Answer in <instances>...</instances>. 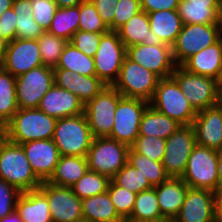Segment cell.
<instances>
[{
    "label": "cell",
    "mask_w": 222,
    "mask_h": 222,
    "mask_svg": "<svg viewBox=\"0 0 222 222\" xmlns=\"http://www.w3.org/2000/svg\"><path fill=\"white\" fill-rule=\"evenodd\" d=\"M56 121L38 108H19L5 125L6 139L15 144L52 139Z\"/></svg>",
    "instance_id": "6da1fadb"
},
{
    "label": "cell",
    "mask_w": 222,
    "mask_h": 222,
    "mask_svg": "<svg viewBox=\"0 0 222 222\" xmlns=\"http://www.w3.org/2000/svg\"><path fill=\"white\" fill-rule=\"evenodd\" d=\"M0 178L21 192L38 189L42 184L32 171L22 146L7 139L0 146Z\"/></svg>",
    "instance_id": "7a4b0ae2"
},
{
    "label": "cell",
    "mask_w": 222,
    "mask_h": 222,
    "mask_svg": "<svg viewBox=\"0 0 222 222\" xmlns=\"http://www.w3.org/2000/svg\"><path fill=\"white\" fill-rule=\"evenodd\" d=\"M93 136L84 113L57 119L52 140L61 156L86 157Z\"/></svg>",
    "instance_id": "3957f363"
},
{
    "label": "cell",
    "mask_w": 222,
    "mask_h": 222,
    "mask_svg": "<svg viewBox=\"0 0 222 222\" xmlns=\"http://www.w3.org/2000/svg\"><path fill=\"white\" fill-rule=\"evenodd\" d=\"M171 77L177 82L196 112L222 101V92L214 78L191 73L181 65L176 67Z\"/></svg>",
    "instance_id": "277c9868"
},
{
    "label": "cell",
    "mask_w": 222,
    "mask_h": 222,
    "mask_svg": "<svg viewBox=\"0 0 222 222\" xmlns=\"http://www.w3.org/2000/svg\"><path fill=\"white\" fill-rule=\"evenodd\" d=\"M150 105L156 111L176 120L181 125H192L197 115L172 77L159 80Z\"/></svg>",
    "instance_id": "5b68a950"
},
{
    "label": "cell",
    "mask_w": 222,
    "mask_h": 222,
    "mask_svg": "<svg viewBox=\"0 0 222 222\" xmlns=\"http://www.w3.org/2000/svg\"><path fill=\"white\" fill-rule=\"evenodd\" d=\"M218 151L196 144L188 158L182 180L190 188L216 192L218 181Z\"/></svg>",
    "instance_id": "8992f818"
},
{
    "label": "cell",
    "mask_w": 222,
    "mask_h": 222,
    "mask_svg": "<svg viewBox=\"0 0 222 222\" xmlns=\"http://www.w3.org/2000/svg\"><path fill=\"white\" fill-rule=\"evenodd\" d=\"M129 148L109 137H94L86 155L89 170L112 179L126 165Z\"/></svg>",
    "instance_id": "52a82bcc"
},
{
    "label": "cell",
    "mask_w": 222,
    "mask_h": 222,
    "mask_svg": "<svg viewBox=\"0 0 222 222\" xmlns=\"http://www.w3.org/2000/svg\"><path fill=\"white\" fill-rule=\"evenodd\" d=\"M161 78L127 56L113 87L126 98H139L150 102Z\"/></svg>",
    "instance_id": "ba28073f"
},
{
    "label": "cell",
    "mask_w": 222,
    "mask_h": 222,
    "mask_svg": "<svg viewBox=\"0 0 222 222\" xmlns=\"http://www.w3.org/2000/svg\"><path fill=\"white\" fill-rule=\"evenodd\" d=\"M127 48L119 38L117 31H108L101 35L99 47L93 57L96 76L107 86L117 81L120 69L126 57Z\"/></svg>",
    "instance_id": "9c48e42d"
},
{
    "label": "cell",
    "mask_w": 222,
    "mask_h": 222,
    "mask_svg": "<svg viewBox=\"0 0 222 222\" xmlns=\"http://www.w3.org/2000/svg\"><path fill=\"white\" fill-rule=\"evenodd\" d=\"M122 97L113 86H105L84 105V114L93 137L110 136L114 125V113Z\"/></svg>",
    "instance_id": "30bf717a"
},
{
    "label": "cell",
    "mask_w": 222,
    "mask_h": 222,
    "mask_svg": "<svg viewBox=\"0 0 222 222\" xmlns=\"http://www.w3.org/2000/svg\"><path fill=\"white\" fill-rule=\"evenodd\" d=\"M220 38L217 24H183L171 46L176 64L181 65L191 55L213 45Z\"/></svg>",
    "instance_id": "8fae6325"
},
{
    "label": "cell",
    "mask_w": 222,
    "mask_h": 222,
    "mask_svg": "<svg viewBox=\"0 0 222 222\" xmlns=\"http://www.w3.org/2000/svg\"><path fill=\"white\" fill-rule=\"evenodd\" d=\"M150 102L139 98L122 97L114 113V125L109 138L129 147L139 135L140 122Z\"/></svg>",
    "instance_id": "7c38bea8"
},
{
    "label": "cell",
    "mask_w": 222,
    "mask_h": 222,
    "mask_svg": "<svg viewBox=\"0 0 222 222\" xmlns=\"http://www.w3.org/2000/svg\"><path fill=\"white\" fill-rule=\"evenodd\" d=\"M195 145L196 138L192 125H181L166 139L162 165L169 177L181 178L183 176Z\"/></svg>",
    "instance_id": "4fadbf2b"
},
{
    "label": "cell",
    "mask_w": 222,
    "mask_h": 222,
    "mask_svg": "<svg viewBox=\"0 0 222 222\" xmlns=\"http://www.w3.org/2000/svg\"><path fill=\"white\" fill-rule=\"evenodd\" d=\"M55 84L53 68L41 65L16 77V99L20 109L38 108L41 98Z\"/></svg>",
    "instance_id": "5bb4252c"
},
{
    "label": "cell",
    "mask_w": 222,
    "mask_h": 222,
    "mask_svg": "<svg viewBox=\"0 0 222 222\" xmlns=\"http://www.w3.org/2000/svg\"><path fill=\"white\" fill-rule=\"evenodd\" d=\"M38 189L47 197L52 222H77L83 219L82 199L71 187L57 186L45 181Z\"/></svg>",
    "instance_id": "9a60e30c"
},
{
    "label": "cell",
    "mask_w": 222,
    "mask_h": 222,
    "mask_svg": "<svg viewBox=\"0 0 222 222\" xmlns=\"http://www.w3.org/2000/svg\"><path fill=\"white\" fill-rule=\"evenodd\" d=\"M126 56L160 78L171 77L178 66L173 57L172 47L167 44H137L127 47Z\"/></svg>",
    "instance_id": "2e32d148"
},
{
    "label": "cell",
    "mask_w": 222,
    "mask_h": 222,
    "mask_svg": "<svg viewBox=\"0 0 222 222\" xmlns=\"http://www.w3.org/2000/svg\"><path fill=\"white\" fill-rule=\"evenodd\" d=\"M43 65L37 39L16 38L8 43L3 56V69L18 77Z\"/></svg>",
    "instance_id": "e0dca14e"
},
{
    "label": "cell",
    "mask_w": 222,
    "mask_h": 222,
    "mask_svg": "<svg viewBox=\"0 0 222 222\" xmlns=\"http://www.w3.org/2000/svg\"><path fill=\"white\" fill-rule=\"evenodd\" d=\"M173 222H215V193L189 187Z\"/></svg>",
    "instance_id": "ac0fdd59"
},
{
    "label": "cell",
    "mask_w": 222,
    "mask_h": 222,
    "mask_svg": "<svg viewBox=\"0 0 222 222\" xmlns=\"http://www.w3.org/2000/svg\"><path fill=\"white\" fill-rule=\"evenodd\" d=\"M36 177L45 182L54 173L60 153L52 139L34 140L20 144Z\"/></svg>",
    "instance_id": "d6986e66"
},
{
    "label": "cell",
    "mask_w": 222,
    "mask_h": 222,
    "mask_svg": "<svg viewBox=\"0 0 222 222\" xmlns=\"http://www.w3.org/2000/svg\"><path fill=\"white\" fill-rule=\"evenodd\" d=\"M192 126L196 144L217 151L222 150V101L197 112Z\"/></svg>",
    "instance_id": "ffe728a7"
},
{
    "label": "cell",
    "mask_w": 222,
    "mask_h": 222,
    "mask_svg": "<svg viewBox=\"0 0 222 222\" xmlns=\"http://www.w3.org/2000/svg\"><path fill=\"white\" fill-rule=\"evenodd\" d=\"M53 71L55 85L72 92L84 105L107 86L97 76L80 75L61 68H53Z\"/></svg>",
    "instance_id": "44dd1931"
},
{
    "label": "cell",
    "mask_w": 222,
    "mask_h": 222,
    "mask_svg": "<svg viewBox=\"0 0 222 222\" xmlns=\"http://www.w3.org/2000/svg\"><path fill=\"white\" fill-rule=\"evenodd\" d=\"M39 110L56 119L84 113V104L72 92L55 84L41 98Z\"/></svg>",
    "instance_id": "7402d4cb"
},
{
    "label": "cell",
    "mask_w": 222,
    "mask_h": 222,
    "mask_svg": "<svg viewBox=\"0 0 222 222\" xmlns=\"http://www.w3.org/2000/svg\"><path fill=\"white\" fill-rule=\"evenodd\" d=\"M189 186L182 178L169 177L155 187L160 212L163 218L174 220L184 202Z\"/></svg>",
    "instance_id": "603a6c76"
},
{
    "label": "cell",
    "mask_w": 222,
    "mask_h": 222,
    "mask_svg": "<svg viewBox=\"0 0 222 222\" xmlns=\"http://www.w3.org/2000/svg\"><path fill=\"white\" fill-rule=\"evenodd\" d=\"M222 65V37L213 45L191 55L181 66L191 72L202 76L218 79Z\"/></svg>",
    "instance_id": "cb8c5ba5"
},
{
    "label": "cell",
    "mask_w": 222,
    "mask_h": 222,
    "mask_svg": "<svg viewBox=\"0 0 222 222\" xmlns=\"http://www.w3.org/2000/svg\"><path fill=\"white\" fill-rule=\"evenodd\" d=\"M117 32L126 48L141 43L145 45L164 44L159 36L150 30L149 18L145 11L130 18Z\"/></svg>",
    "instance_id": "d4e9b609"
},
{
    "label": "cell",
    "mask_w": 222,
    "mask_h": 222,
    "mask_svg": "<svg viewBox=\"0 0 222 222\" xmlns=\"http://www.w3.org/2000/svg\"><path fill=\"white\" fill-rule=\"evenodd\" d=\"M15 211L23 222H52L47 197L39 189L22 192Z\"/></svg>",
    "instance_id": "484cf974"
},
{
    "label": "cell",
    "mask_w": 222,
    "mask_h": 222,
    "mask_svg": "<svg viewBox=\"0 0 222 222\" xmlns=\"http://www.w3.org/2000/svg\"><path fill=\"white\" fill-rule=\"evenodd\" d=\"M88 170L89 166L86 157L60 156L54 173L47 182L57 186L71 187Z\"/></svg>",
    "instance_id": "4316f807"
},
{
    "label": "cell",
    "mask_w": 222,
    "mask_h": 222,
    "mask_svg": "<svg viewBox=\"0 0 222 222\" xmlns=\"http://www.w3.org/2000/svg\"><path fill=\"white\" fill-rule=\"evenodd\" d=\"M147 15L150 30L159 36L162 43L172 46L183 26L177 10H160Z\"/></svg>",
    "instance_id": "83f0119b"
},
{
    "label": "cell",
    "mask_w": 222,
    "mask_h": 222,
    "mask_svg": "<svg viewBox=\"0 0 222 222\" xmlns=\"http://www.w3.org/2000/svg\"><path fill=\"white\" fill-rule=\"evenodd\" d=\"M82 216L91 222H125L116 212L108 192L82 199Z\"/></svg>",
    "instance_id": "f1b7e54d"
},
{
    "label": "cell",
    "mask_w": 222,
    "mask_h": 222,
    "mask_svg": "<svg viewBox=\"0 0 222 222\" xmlns=\"http://www.w3.org/2000/svg\"><path fill=\"white\" fill-rule=\"evenodd\" d=\"M180 126L181 124L176 120L156 111L151 105H149L143 113L139 127V135L167 139Z\"/></svg>",
    "instance_id": "f546056e"
},
{
    "label": "cell",
    "mask_w": 222,
    "mask_h": 222,
    "mask_svg": "<svg viewBox=\"0 0 222 222\" xmlns=\"http://www.w3.org/2000/svg\"><path fill=\"white\" fill-rule=\"evenodd\" d=\"M219 4H199L180 0L178 15L183 24H217Z\"/></svg>",
    "instance_id": "4dcf8cb0"
},
{
    "label": "cell",
    "mask_w": 222,
    "mask_h": 222,
    "mask_svg": "<svg viewBox=\"0 0 222 222\" xmlns=\"http://www.w3.org/2000/svg\"><path fill=\"white\" fill-rule=\"evenodd\" d=\"M79 14L80 4L74 7H58L48 32L70 42L79 30Z\"/></svg>",
    "instance_id": "1f68e13d"
},
{
    "label": "cell",
    "mask_w": 222,
    "mask_h": 222,
    "mask_svg": "<svg viewBox=\"0 0 222 222\" xmlns=\"http://www.w3.org/2000/svg\"><path fill=\"white\" fill-rule=\"evenodd\" d=\"M12 8L16 13V38L38 39L45 30L33 18L30 0L13 1Z\"/></svg>",
    "instance_id": "d6a6232c"
},
{
    "label": "cell",
    "mask_w": 222,
    "mask_h": 222,
    "mask_svg": "<svg viewBox=\"0 0 222 222\" xmlns=\"http://www.w3.org/2000/svg\"><path fill=\"white\" fill-rule=\"evenodd\" d=\"M55 68L68 69L85 76H96L93 57L82 53L71 42L65 46Z\"/></svg>",
    "instance_id": "836d02e7"
},
{
    "label": "cell",
    "mask_w": 222,
    "mask_h": 222,
    "mask_svg": "<svg viewBox=\"0 0 222 222\" xmlns=\"http://www.w3.org/2000/svg\"><path fill=\"white\" fill-rule=\"evenodd\" d=\"M163 219L155 187L137 194L131 216L125 222L153 221Z\"/></svg>",
    "instance_id": "e575fe53"
},
{
    "label": "cell",
    "mask_w": 222,
    "mask_h": 222,
    "mask_svg": "<svg viewBox=\"0 0 222 222\" xmlns=\"http://www.w3.org/2000/svg\"><path fill=\"white\" fill-rule=\"evenodd\" d=\"M16 77L0 70V123L6 125L19 109L16 99Z\"/></svg>",
    "instance_id": "d590c367"
},
{
    "label": "cell",
    "mask_w": 222,
    "mask_h": 222,
    "mask_svg": "<svg viewBox=\"0 0 222 222\" xmlns=\"http://www.w3.org/2000/svg\"><path fill=\"white\" fill-rule=\"evenodd\" d=\"M127 162L141 171L144 177H147L153 188L169 178L164 170L162 162L153 161L149 157L134 152L131 148L128 150Z\"/></svg>",
    "instance_id": "8d00e7d4"
},
{
    "label": "cell",
    "mask_w": 222,
    "mask_h": 222,
    "mask_svg": "<svg viewBox=\"0 0 222 222\" xmlns=\"http://www.w3.org/2000/svg\"><path fill=\"white\" fill-rule=\"evenodd\" d=\"M110 181L108 176L88 170L71 189L80 199H84L107 192Z\"/></svg>",
    "instance_id": "74e56055"
},
{
    "label": "cell",
    "mask_w": 222,
    "mask_h": 222,
    "mask_svg": "<svg viewBox=\"0 0 222 222\" xmlns=\"http://www.w3.org/2000/svg\"><path fill=\"white\" fill-rule=\"evenodd\" d=\"M41 54L42 64L55 68L65 46L69 41L44 31L37 39Z\"/></svg>",
    "instance_id": "f35d334b"
},
{
    "label": "cell",
    "mask_w": 222,
    "mask_h": 222,
    "mask_svg": "<svg viewBox=\"0 0 222 222\" xmlns=\"http://www.w3.org/2000/svg\"><path fill=\"white\" fill-rule=\"evenodd\" d=\"M112 180L118 186L126 188L136 194L153 188L147 177H144L141 171L130 165L128 162L116 173Z\"/></svg>",
    "instance_id": "ab89813d"
},
{
    "label": "cell",
    "mask_w": 222,
    "mask_h": 222,
    "mask_svg": "<svg viewBox=\"0 0 222 222\" xmlns=\"http://www.w3.org/2000/svg\"><path fill=\"white\" fill-rule=\"evenodd\" d=\"M107 192L118 215L126 221L132 213L137 194L118 186L112 179Z\"/></svg>",
    "instance_id": "60d3db41"
},
{
    "label": "cell",
    "mask_w": 222,
    "mask_h": 222,
    "mask_svg": "<svg viewBox=\"0 0 222 222\" xmlns=\"http://www.w3.org/2000/svg\"><path fill=\"white\" fill-rule=\"evenodd\" d=\"M165 143L166 139L138 135L130 148L134 152L149 157L153 161L162 162L163 155L165 154Z\"/></svg>",
    "instance_id": "b9f144b4"
},
{
    "label": "cell",
    "mask_w": 222,
    "mask_h": 222,
    "mask_svg": "<svg viewBox=\"0 0 222 222\" xmlns=\"http://www.w3.org/2000/svg\"><path fill=\"white\" fill-rule=\"evenodd\" d=\"M79 30L101 34L109 31L91 0L80 3Z\"/></svg>",
    "instance_id": "7bdbcfd3"
},
{
    "label": "cell",
    "mask_w": 222,
    "mask_h": 222,
    "mask_svg": "<svg viewBox=\"0 0 222 222\" xmlns=\"http://www.w3.org/2000/svg\"><path fill=\"white\" fill-rule=\"evenodd\" d=\"M113 23L108 27L110 31H117L130 18L142 11L141 0H119L115 7Z\"/></svg>",
    "instance_id": "ee69618b"
},
{
    "label": "cell",
    "mask_w": 222,
    "mask_h": 222,
    "mask_svg": "<svg viewBox=\"0 0 222 222\" xmlns=\"http://www.w3.org/2000/svg\"><path fill=\"white\" fill-rule=\"evenodd\" d=\"M35 21L45 30L51 26L57 4L54 0H30Z\"/></svg>",
    "instance_id": "f6af8a7d"
},
{
    "label": "cell",
    "mask_w": 222,
    "mask_h": 222,
    "mask_svg": "<svg viewBox=\"0 0 222 222\" xmlns=\"http://www.w3.org/2000/svg\"><path fill=\"white\" fill-rule=\"evenodd\" d=\"M21 191L0 178V219L15 211Z\"/></svg>",
    "instance_id": "bcb514c9"
},
{
    "label": "cell",
    "mask_w": 222,
    "mask_h": 222,
    "mask_svg": "<svg viewBox=\"0 0 222 222\" xmlns=\"http://www.w3.org/2000/svg\"><path fill=\"white\" fill-rule=\"evenodd\" d=\"M101 35V33L78 30L70 42L85 55L94 57L99 47Z\"/></svg>",
    "instance_id": "7dc6e473"
},
{
    "label": "cell",
    "mask_w": 222,
    "mask_h": 222,
    "mask_svg": "<svg viewBox=\"0 0 222 222\" xmlns=\"http://www.w3.org/2000/svg\"><path fill=\"white\" fill-rule=\"evenodd\" d=\"M0 34L8 42H12L16 39V13L12 7L0 15Z\"/></svg>",
    "instance_id": "c3c4849f"
},
{
    "label": "cell",
    "mask_w": 222,
    "mask_h": 222,
    "mask_svg": "<svg viewBox=\"0 0 222 222\" xmlns=\"http://www.w3.org/2000/svg\"><path fill=\"white\" fill-rule=\"evenodd\" d=\"M119 0H91L102 21L109 27L113 23L116 5Z\"/></svg>",
    "instance_id": "681fc988"
},
{
    "label": "cell",
    "mask_w": 222,
    "mask_h": 222,
    "mask_svg": "<svg viewBox=\"0 0 222 222\" xmlns=\"http://www.w3.org/2000/svg\"><path fill=\"white\" fill-rule=\"evenodd\" d=\"M180 0H141L142 11L146 13L160 10H177Z\"/></svg>",
    "instance_id": "f907efd6"
},
{
    "label": "cell",
    "mask_w": 222,
    "mask_h": 222,
    "mask_svg": "<svg viewBox=\"0 0 222 222\" xmlns=\"http://www.w3.org/2000/svg\"><path fill=\"white\" fill-rule=\"evenodd\" d=\"M215 222H222V187L215 192Z\"/></svg>",
    "instance_id": "816d5d0a"
},
{
    "label": "cell",
    "mask_w": 222,
    "mask_h": 222,
    "mask_svg": "<svg viewBox=\"0 0 222 222\" xmlns=\"http://www.w3.org/2000/svg\"><path fill=\"white\" fill-rule=\"evenodd\" d=\"M57 4V7H74L78 6L84 0H54Z\"/></svg>",
    "instance_id": "f5cc1de1"
},
{
    "label": "cell",
    "mask_w": 222,
    "mask_h": 222,
    "mask_svg": "<svg viewBox=\"0 0 222 222\" xmlns=\"http://www.w3.org/2000/svg\"><path fill=\"white\" fill-rule=\"evenodd\" d=\"M0 222H23L19 216V214L14 211L6 217L0 219Z\"/></svg>",
    "instance_id": "db71d44e"
},
{
    "label": "cell",
    "mask_w": 222,
    "mask_h": 222,
    "mask_svg": "<svg viewBox=\"0 0 222 222\" xmlns=\"http://www.w3.org/2000/svg\"><path fill=\"white\" fill-rule=\"evenodd\" d=\"M218 181H219V188L222 187V150L218 151Z\"/></svg>",
    "instance_id": "11a10c76"
},
{
    "label": "cell",
    "mask_w": 222,
    "mask_h": 222,
    "mask_svg": "<svg viewBox=\"0 0 222 222\" xmlns=\"http://www.w3.org/2000/svg\"><path fill=\"white\" fill-rule=\"evenodd\" d=\"M14 0H0V15L13 6Z\"/></svg>",
    "instance_id": "9f6ffc18"
},
{
    "label": "cell",
    "mask_w": 222,
    "mask_h": 222,
    "mask_svg": "<svg viewBox=\"0 0 222 222\" xmlns=\"http://www.w3.org/2000/svg\"><path fill=\"white\" fill-rule=\"evenodd\" d=\"M8 41L0 34V55L3 57L8 47Z\"/></svg>",
    "instance_id": "6f0895ef"
},
{
    "label": "cell",
    "mask_w": 222,
    "mask_h": 222,
    "mask_svg": "<svg viewBox=\"0 0 222 222\" xmlns=\"http://www.w3.org/2000/svg\"><path fill=\"white\" fill-rule=\"evenodd\" d=\"M217 25H218V28L222 37V0H220V3H219Z\"/></svg>",
    "instance_id": "680465c9"
},
{
    "label": "cell",
    "mask_w": 222,
    "mask_h": 222,
    "mask_svg": "<svg viewBox=\"0 0 222 222\" xmlns=\"http://www.w3.org/2000/svg\"><path fill=\"white\" fill-rule=\"evenodd\" d=\"M190 3H199V4H219L220 0H186Z\"/></svg>",
    "instance_id": "91938a15"
},
{
    "label": "cell",
    "mask_w": 222,
    "mask_h": 222,
    "mask_svg": "<svg viewBox=\"0 0 222 222\" xmlns=\"http://www.w3.org/2000/svg\"><path fill=\"white\" fill-rule=\"evenodd\" d=\"M6 140V126L0 123V146Z\"/></svg>",
    "instance_id": "94428289"
},
{
    "label": "cell",
    "mask_w": 222,
    "mask_h": 222,
    "mask_svg": "<svg viewBox=\"0 0 222 222\" xmlns=\"http://www.w3.org/2000/svg\"><path fill=\"white\" fill-rule=\"evenodd\" d=\"M217 83H218L220 91L222 92V65H221L220 72L218 75Z\"/></svg>",
    "instance_id": "6125c7cd"
},
{
    "label": "cell",
    "mask_w": 222,
    "mask_h": 222,
    "mask_svg": "<svg viewBox=\"0 0 222 222\" xmlns=\"http://www.w3.org/2000/svg\"><path fill=\"white\" fill-rule=\"evenodd\" d=\"M139 222H173V220L170 219H160V220H153V221H139Z\"/></svg>",
    "instance_id": "be15d7a7"
},
{
    "label": "cell",
    "mask_w": 222,
    "mask_h": 222,
    "mask_svg": "<svg viewBox=\"0 0 222 222\" xmlns=\"http://www.w3.org/2000/svg\"><path fill=\"white\" fill-rule=\"evenodd\" d=\"M3 69V57L0 55V70Z\"/></svg>",
    "instance_id": "e7e4bbea"
},
{
    "label": "cell",
    "mask_w": 222,
    "mask_h": 222,
    "mask_svg": "<svg viewBox=\"0 0 222 222\" xmlns=\"http://www.w3.org/2000/svg\"><path fill=\"white\" fill-rule=\"evenodd\" d=\"M77 222H91V221H88V220H84V219H82V220L77 221Z\"/></svg>",
    "instance_id": "03108f58"
}]
</instances>
